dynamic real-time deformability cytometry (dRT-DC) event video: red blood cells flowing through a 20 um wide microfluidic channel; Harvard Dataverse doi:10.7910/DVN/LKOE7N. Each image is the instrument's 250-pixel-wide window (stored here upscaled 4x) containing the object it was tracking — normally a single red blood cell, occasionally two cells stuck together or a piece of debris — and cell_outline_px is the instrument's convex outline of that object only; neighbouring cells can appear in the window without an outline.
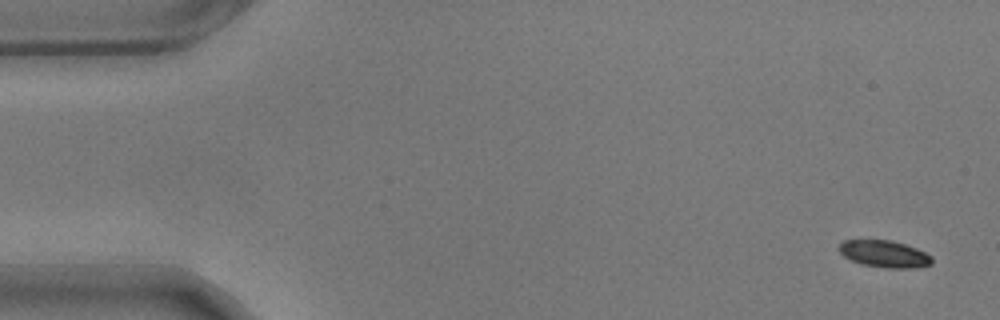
{"species": "common noctule bat (a hibernating species)", "species_latin": "Nyctalus noctula", "temperature_condition": "warm", "stored_images_in_passage": 11, "camera_frame_rate_fps": 3000, "um_per_image_px": 0.085, "animal": {"sex": "male", "body_mass_g": 17.9}, "frame": {"image": 1, "passage_image": 1, "time_ms": 0.0, "image_size_px": [1000, 320], "cell_outline_px": [[932, 264], [916, 268], [888, 268], [860, 264], [844, 256], [836, 248], [844, 240], [892, 240], [916, 248], [932, 256]], "centroid_in_image_um": [75.17, 21.58], "position_along_channel_um": 9.8, "area_um2": 14.62}}